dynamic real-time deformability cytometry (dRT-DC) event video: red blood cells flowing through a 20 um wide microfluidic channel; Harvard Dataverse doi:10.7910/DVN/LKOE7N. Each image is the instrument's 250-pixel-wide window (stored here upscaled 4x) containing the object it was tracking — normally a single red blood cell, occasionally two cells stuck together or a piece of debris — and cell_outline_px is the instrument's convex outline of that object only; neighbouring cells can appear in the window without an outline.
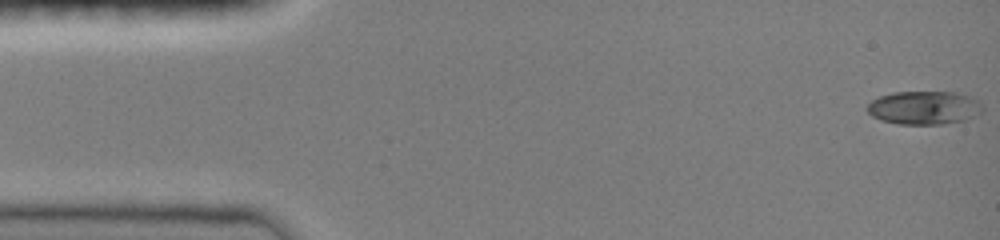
{"species": "common noctule bat (a hibernating species)", "species_latin": "Nyctalus noctula", "temperature_condition": "room temperature", "stored_images_in_passage": 48, "camera_frame_rate_fps": 3000, "um_per_image_px": 0.085, "animal": {"sex": "female", "body_mass_g": 19.0, "forearm_length_mm": 51.5}, "frame": {"image": 1, "passage_image": 1, "time_ms": 0.0, "image_size_px": [1000, 240], "cell_outline_px": [[984, 108], [976, 116], [964, 120], [940, 124], [900, 124], [880, 120], [872, 116], [868, 112], [868, 104], [872, 100], [880, 96], [892, 92], [956, 92], [972, 96]], "centroid_in_image_um": [78.56, 9.15], "position_along_channel_um": 6.4, "area_um2": 22.43}}
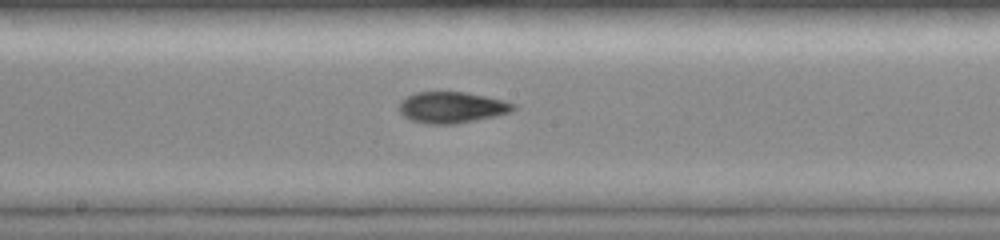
{"frame": {"image": 2, "passage_image": 20, "time_ms": 8.0, "image_size_px": [1000, 240], "cell_outline_px": [[516, 108], [508, 112], [492, 116], [456, 124], [428, 124], [412, 120], [404, 116], [396, 108], [400, 100], [416, 92], [464, 92], [504, 100], [516, 104]], "centroid_in_image_um": [38.35, 9.12], "position_along_channel_um": 209.9, "area_um2": 20.63}}
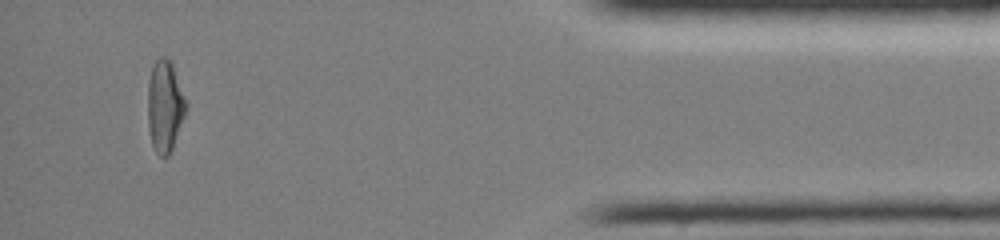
{"frame": {"image": 3, "passage_image": 41, "time_ms": 14.333, "image_size_px": [1000, 240], "cell_outline_px": [[188, 104], [184, 116], [172, 148], [168, 156], [160, 156], [156, 152], [152, 144], [148, 128], [148, 80], [152, 68], [156, 60], [160, 56], [164, 56], [172, 64]], "centroid_in_image_um": [14.01, 9.02], "position_along_channel_um": 421.2, "area_um2": 20.23}, "authors_computed_cell_mechanics": {"area_um2": 20.2878, "velocity_mm_per_s": 4.0663, "shape_relaxation_time_tau1_ms": 9.1147, "shape_relaxation_time_tau2_ms": 2.6297, "deformation_change_tau1": 0.2554, "deformation_change_tau2": 0.0676}}